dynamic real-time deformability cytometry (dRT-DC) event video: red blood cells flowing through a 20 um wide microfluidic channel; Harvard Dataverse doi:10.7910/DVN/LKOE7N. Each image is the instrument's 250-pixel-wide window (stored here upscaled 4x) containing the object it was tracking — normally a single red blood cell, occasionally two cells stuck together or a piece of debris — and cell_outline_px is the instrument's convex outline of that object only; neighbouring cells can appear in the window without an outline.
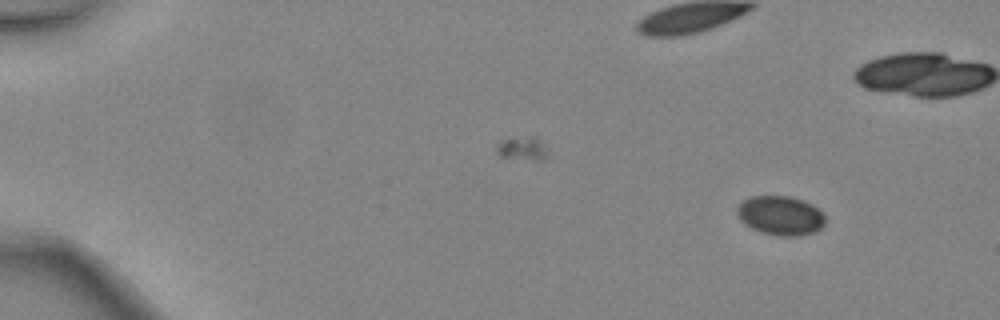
{"species": "common noctule bat (a hibernating species)", "species_latin": "Nyctalus noctula", "temperature_condition": "warm", "stored_images_in_passage": 7, "camera_frame_rate_fps": 3000, "um_per_image_px": 0.085, "animal": {"sex": "female", "body_mass_g": 24.6, "forearm_length_mm": 56.2}, "frame": {"image": 1, "passage_image": 3, "time_ms": 0.667, "image_size_px": [1000, 320], "cell_outline_px": [[824, 224], [816, 232], [796, 236], [780, 236], [760, 232], [744, 224], [740, 220], [736, 212], [736, 208], [744, 200], [752, 196], [792, 196], [804, 200], [812, 204], [824, 216]], "centroid_in_image_um": [66.32, 18.32], "position_along_channel_um": 18.7, "area_um2": 20.17}}